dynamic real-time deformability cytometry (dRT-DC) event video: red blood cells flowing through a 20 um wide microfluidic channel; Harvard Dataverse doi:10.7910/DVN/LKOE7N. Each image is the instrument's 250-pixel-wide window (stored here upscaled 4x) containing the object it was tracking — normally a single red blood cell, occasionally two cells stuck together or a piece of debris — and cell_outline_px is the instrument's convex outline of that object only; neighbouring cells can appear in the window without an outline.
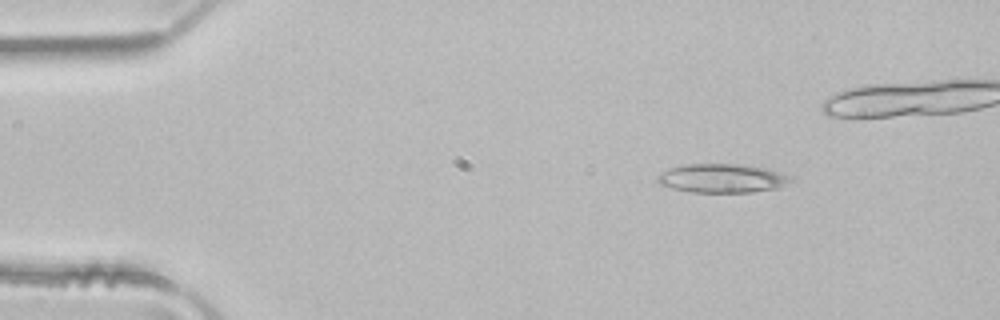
{"species": "common noctule bat (a hibernating species)", "species_latin": "Nyctalus noctula", "temperature_condition": "room temperature", "stored_images_in_passage": 6, "camera_frame_rate_fps": 3000, "um_per_image_px": 0.085, "animal": {"sex": "male", "body_mass_g": 21.5, "forearm_length_mm": 52.0}, "frame": {"image": 1, "passage_image": 2, "time_ms": 0.333, "image_size_px": [1000, 320], "cell_outline_px": [[796, 180], [780, 188], [752, 192], [692, 192], [672, 188], [660, 184], [656, 180], [656, 176], [660, 172], [668, 168], [680, 164], [740, 164], [764, 168], [788, 176]], "centroid_in_image_um": [61.34, 15.15], "position_along_channel_um": 23.7, "area_um2": 22.54}}
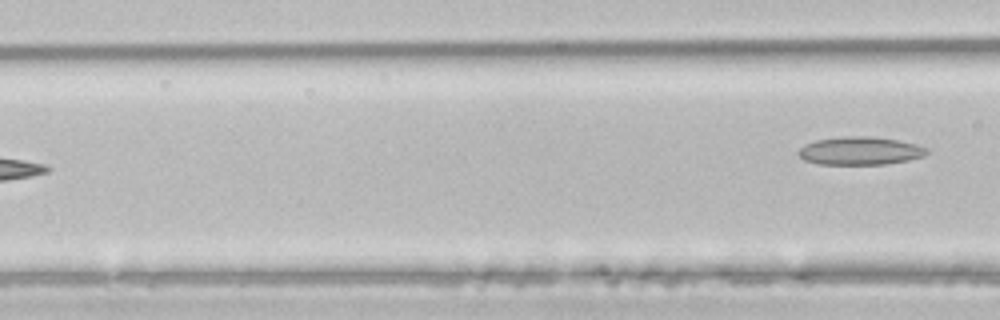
{"frame": {"image": 2, "passage_image": 6, "time_ms": 1.667, "image_size_px": [1000, 320], "cell_outline_px": [[928, 152], [924, 156], [908, 160], [884, 164], [816, 164], [804, 160], [796, 152], [800, 148], [816, 140], [848, 136], [868, 136], [896, 140], [916, 144], [928, 148]], "centroid_in_image_um": [73.11, 12.83], "position_along_channel_um": 93.5, "area_um2": 20.81}}